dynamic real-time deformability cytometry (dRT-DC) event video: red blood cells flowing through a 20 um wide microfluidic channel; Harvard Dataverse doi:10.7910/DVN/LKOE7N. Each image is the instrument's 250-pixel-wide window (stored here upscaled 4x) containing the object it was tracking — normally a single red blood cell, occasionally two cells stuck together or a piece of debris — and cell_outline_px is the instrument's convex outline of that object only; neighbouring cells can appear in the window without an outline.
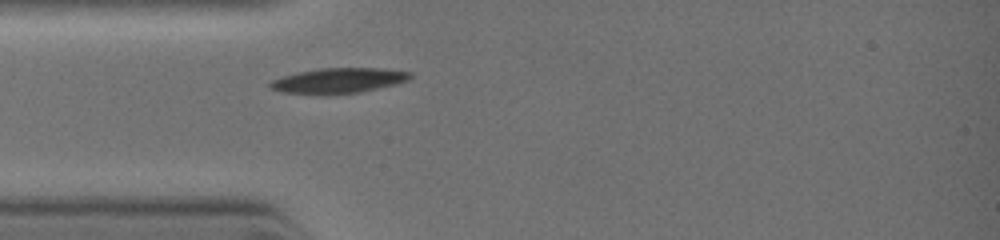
{"species": "common noctule bat (a hibernating species)", "species_latin": "Nyctalus noctula", "temperature_condition": "warm", "stored_images_in_passage": 23, "camera_frame_rate_fps": 3000, "um_per_image_px": 0.085, "animal": {"sex": "female", "body_mass_g": 19.0, "forearm_length_mm": 51.5}, "frame": {"image": 1, "passage_image": 1, "time_ms": 0.0, "image_size_px": [1000, 240], "cell_outline_px": [[412, 76], [408, 80], [396, 84], [360, 92], [324, 96], [280, 92], [268, 88], [268, 84], [272, 80], [284, 76], [300, 72], [320, 68], [384, 68], [412, 72]], "centroid_in_image_um": [28.75, 6.87], "position_along_channel_um": 56.3, "area_um2": 20.98}}
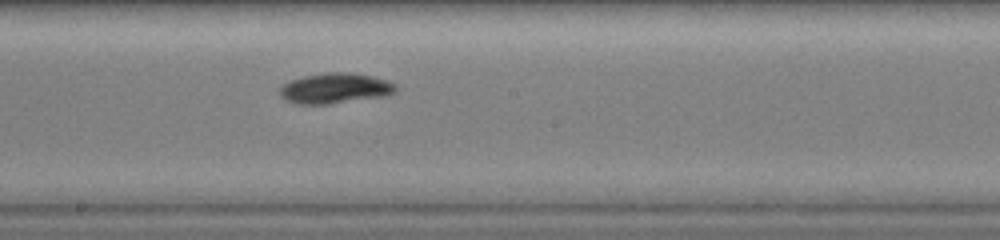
{"frame": {"image": 2, "passage_image": 10, "time_ms": 3.0, "image_size_px": [1000, 240], "cell_outline_px": [[400, 88], [396, 92], [388, 96], [328, 104], [300, 104], [284, 100], [280, 96], [280, 88], [284, 84], [292, 80], [304, 76], [328, 72], [348, 72], [372, 76], [388, 80], [396, 84]], "centroid_in_image_um": [28.55, 7.51], "position_along_channel_um": 219.6, "area_um2": 20.75}}
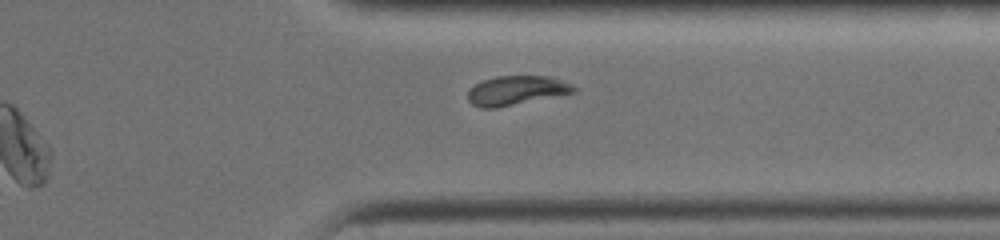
{"frame": {"image": 3, "passage_image": 18, "time_ms": 5.667, "image_size_px": [1000, 240], "cell_outline_px": [[576, 92], [496, 108], [480, 108], [472, 104], [468, 100], [468, 92], [476, 84], [484, 80], [496, 76], [548, 76], [572, 84], [576, 88]], "centroid_in_image_um": [43.89, 7.69], "position_along_channel_um": 367.5, "area_um2": 17.86}}